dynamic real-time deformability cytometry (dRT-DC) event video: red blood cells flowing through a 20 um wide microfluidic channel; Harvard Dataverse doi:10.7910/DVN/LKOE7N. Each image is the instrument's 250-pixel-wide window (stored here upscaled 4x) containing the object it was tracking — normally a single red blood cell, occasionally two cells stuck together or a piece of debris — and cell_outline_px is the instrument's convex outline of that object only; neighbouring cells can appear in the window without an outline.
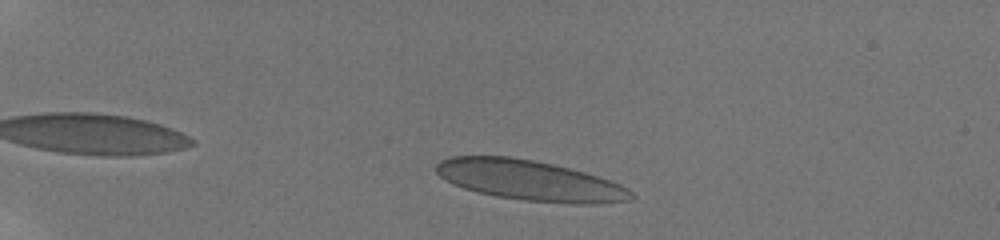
{"species": "human", "species_latin": "Homo sapiens", "temperature_condition": "room temperature", "stored_images_in_passage": 51, "camera_frame_rate_fps": 3000, "um_per_image_px": 0.085, "donor": {"sex": "male"}, "frame": {"image": 1, "passage_image": 7, "time_ms": 1.667, "image_size_px": [1000, 240], "cell_outline_px": [[636, 196], [632, 200], [600, 204], [568, 204], [524, 200], [496, 196], [464, 188], [440, 176], [436, 172], [436, 164], [440, 160], [452, 156], [512, 156], [552, 164], [584, 172], [620, 184], [628, 188]], "centroid_in_image_um": [45.08, 15.34], "position_along_channel_um": 39.9, "area_um2": 45.6}}
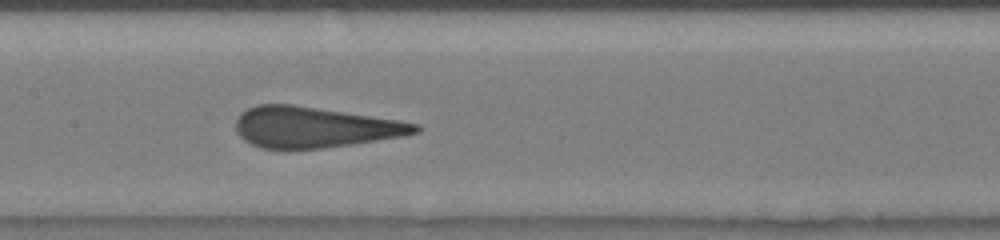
{"frame": {"image": 2, "passage_image": 25, "time_ms": 7.333, "image_size_px": [1000, 240], "cell_outline_px": [[424, 128], [420, 132], [404, 136], [352, 144], [320, 148], [260, 148], [244, 140], [236, 132], [236, 120], [240, 112], [256, 104], [292, 104], [400, 120], [420, 124]], "centroid_in_image_um": [26.75, 10.8], "position_along_channel_um": 180.6, "area_um2": 42.71}}
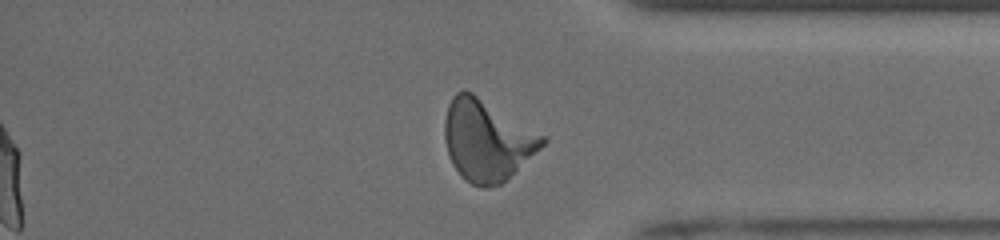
{"frame": {"image": 3, "passage_image": 43, "time_ms": 13.0, "image_size_px": [1000, 240], "cell_outline_px": [[548, 140], [540, 148], [500, 184], [484, 188], [472, 184], [452, 164], [448, 156], [444, 140], [444, 120], [448, 104], [452, 96], [456, 92], [464, 88], [472, 92], [544, 136]], "centroid_in_image_um": [41.33, 11.89], "position_along_channel_um": 393.9, "area_um2": 45.43}, "authors_computed_cell_mechanics": {"area_um2": 44.0436, "velocity_mm_per_s": 3.8601, "shape_relaxation_time_tau1_ms": 9.0901, "shape_relaxation_time_tau2_ms": null, "deformation_change_tau1": 0.2446, "deformation_change_tau2": null}}